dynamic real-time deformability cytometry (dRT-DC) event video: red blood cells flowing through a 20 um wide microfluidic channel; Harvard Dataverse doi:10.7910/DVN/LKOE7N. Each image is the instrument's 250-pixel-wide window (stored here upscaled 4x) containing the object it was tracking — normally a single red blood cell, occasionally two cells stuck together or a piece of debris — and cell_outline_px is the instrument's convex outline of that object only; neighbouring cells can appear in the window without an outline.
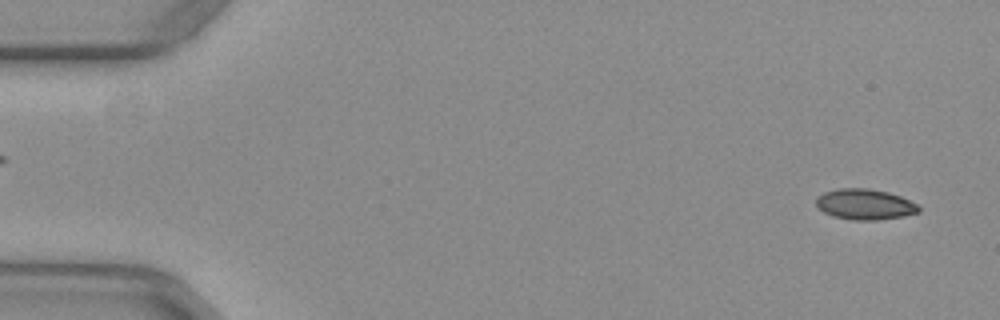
{"species": "common noctule bat (a hibernating species)", "species_latin": "Nyctalus noctula", "temperature_condition": "warm", "stored_images_in_passage": 52, "camera_frame_rate_fps": 3000, "um_per_image_px": 0.085, "animal": {"sex": "female", "body_mass_g": 29.2, "forearm_length_mm": 56.3}, "frame": {"image": 1, "passage_image": 2, "time_ms": 0.333, "image_size_px": [1000, 320], "cell_outline_px": [[920, 212], [904, 216], [876, 220], [852, 220], [832, 216], [824, 212], [816, 204], [816, 200], [824, 192], [840, 188], [868, 188], [888, 192], [900, 196], [916, 204], [920, 208]], "centroid_in_image_um": [73.52, 17.37], "position_along_channel_um": 11.5, "area_um2": 18.21}}
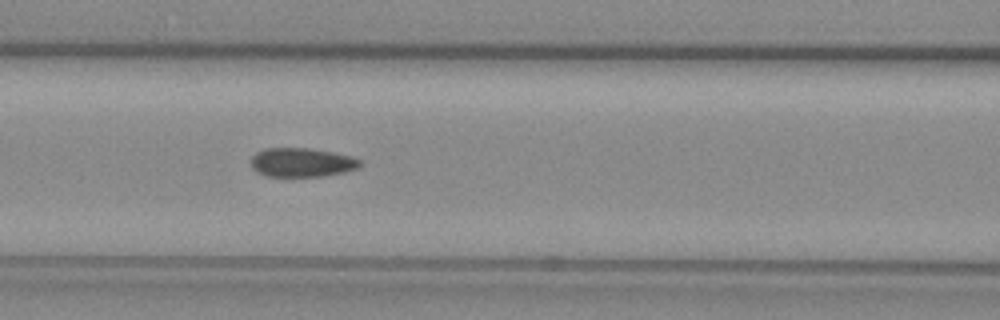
{"frame": {"image": 2, "passage_image": 22, "time_ms": 7.0, "image_size_px": [1000, 320], "cell_outline_px": [[360, 164], [356, 168], [344, 172], [324, 176], [268, 176], [256, 172], [252, 168], [252, 156], [256, 152], [264, 148], [312, 148], [352, 156], [360, 160]], "centroid_in_image_um": [25.63, 13.8], "position_along_channel_um": 141.0, "area_um2": 18.38}}
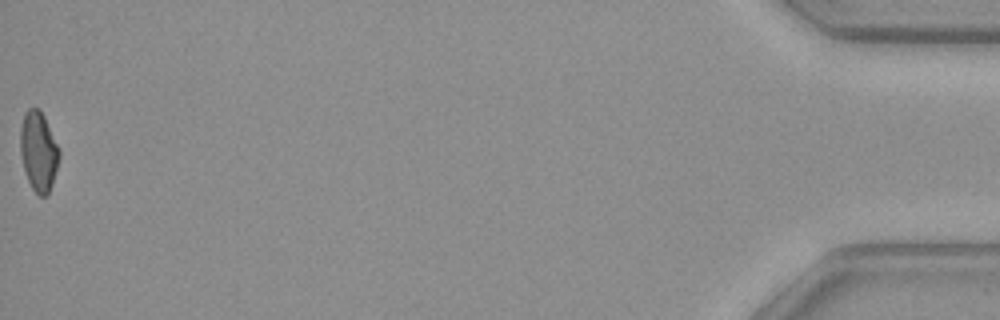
{"frame": {"image": 3, "passage_image": 52, "time_ms": 17.0, "image_size_px": [1000, 320], "cell_outline_px": [[60, 156], [52, 184], [48, 192], [44, 196], [40, 196], [32, 188], [28, 180], [24, 168], [20, 152], [20, 128], [24, 112], [28, 108], [40, 108], [44, 116], [60, 152]], "centroid_in_image_um": [3.26, 12.83], "position_along_channel_um": 431.9, "area_um2": 17.86}, "authors_computed_cell_mechanics": {"area_um2": 18.8139, "velocity_mm_per_s": 3.9647, "shape_relaxation_time_tau1_ms": null, "shape_relaxation_time_tau2_ms": 1.5604, "deformation_change_tau1": null, "deformation_change_tau2": 0.0773}}